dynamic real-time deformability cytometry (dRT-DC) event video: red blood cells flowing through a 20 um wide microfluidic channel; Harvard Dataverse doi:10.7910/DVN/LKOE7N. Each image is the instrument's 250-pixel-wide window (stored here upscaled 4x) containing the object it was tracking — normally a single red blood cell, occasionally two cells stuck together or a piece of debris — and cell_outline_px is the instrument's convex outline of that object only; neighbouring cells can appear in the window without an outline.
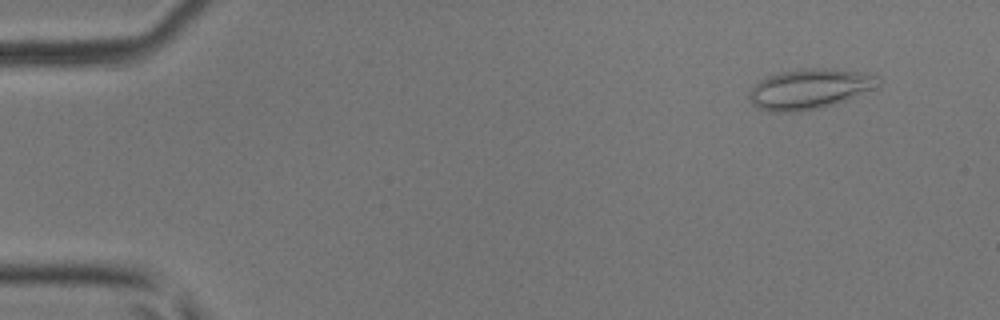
{"species": "common noctule bat (a hibernating species)", "species_latin": "Nyctalus noctula", "temperature_condition": "room temperature", "stored_images_in_passage": 49, "camera_frame_rate_fps": 3000, "um_per_image_px": 0.085, "animal": {"sex": "male", "body_mass_g": 17.9, "forearm_length_mm": 54.2}, "frame": {"image": 1, "passage_image": 4, "time_ms": 1.0, "image_size_px": [1000, 320], "cell_outline_px": [[884, 80], [880, 84], [872, 88], [832, 104], [816, 108], [796, 112], [768, 112], [756, 108], [752, 104], [748, 96], [748, 92], [760, 80], [768, 76], [780, 72], [808, 68], [828, 68], [860, 72], [880, 76]], "centroid_in_image_um": [68.76, 7.55], "position_along_channel_um": 16.2, "area_um2": 29.88}}
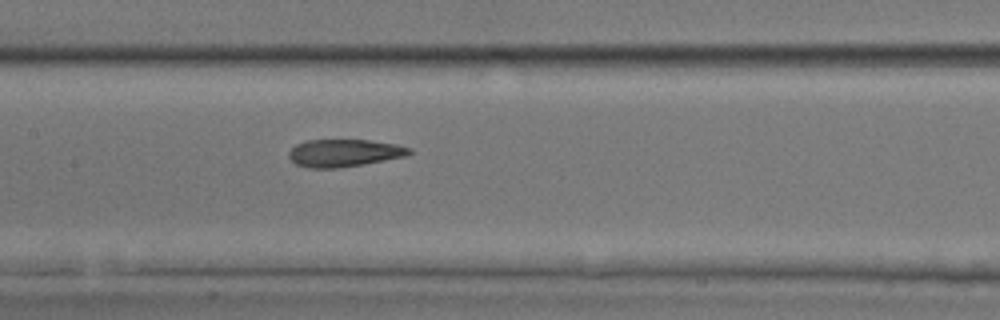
{"frame": {"image": 2, "passage_image": 24, "time_ms": 7.667, "image_size_px": [1000, 320], "cell_outline_px": [[412, 152], [404, 156], [364, 164], [340, 168], [308, 168], [296, 164], [288, 156], [288, 152], [296, 144], [308, 140], [368, 140], [396, 144], [412, 148]], "centroid_in_image_um": [29.23, 13.0], "position_along_channel_um": 178.2, "area_um2": 19.25}}
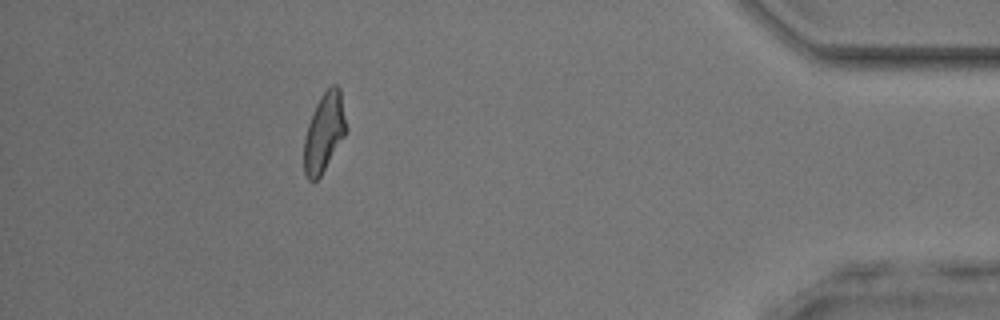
{"frame": {"image": 3, "passage_image": 44, "time_ms": 14.333, "image_size_px": [1000, 320], "cell_outline_px": [[348, 132], [320, 176], [316, 180], [308, 180], [304, 172], [304, 136], [312, 112], [320, 96], [332, 84], [336, 84], [340, 88], [348, 128]], "centroid_in_image_um": [27.57, 11.23], "position_along_channel_um": 407.6, "area_um2": 19.65}, "authors_computed_cell_mechanics": {"area_um2": 19.9988, "velocity_mm_per_s": 4.1897, "shape_relaxation_time_tau1_ms": null, "shape_relaxation_time_tau2_ms": 1.5159, "deformation_change_tau1": null, "deformation_change_tau2": 0.1009}}